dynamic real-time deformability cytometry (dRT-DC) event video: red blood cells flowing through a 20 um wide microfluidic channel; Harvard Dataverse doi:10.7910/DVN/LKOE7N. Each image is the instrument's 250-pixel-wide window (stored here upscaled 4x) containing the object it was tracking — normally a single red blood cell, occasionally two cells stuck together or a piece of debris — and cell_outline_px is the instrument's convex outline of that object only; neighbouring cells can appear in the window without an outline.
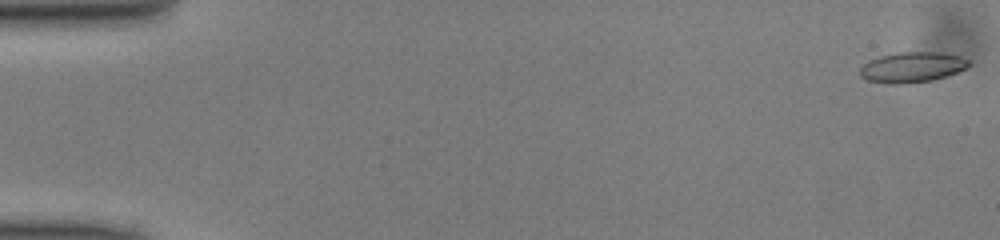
{"species": "common noctule bat (a hibernating species)", "species_latin": "Nyctalus noctula", "temperature_condition": "cold", "stored_images_in_passage": 50, "camera_frame_rate_fps": 3000, "um_per_image_px": 0.085, "animal": {"sex": "male", "body_mass_g": 13.0, "forearm_length_mm": 53.1}, "frame": {"image": 1, "passage_image": 1, "time_ms": 0.0, "image_size_px": [1000, 240], "cell_outline_px": [[972, 64], [956, 72], [932, 80], [900, 84], [884, 84], [868, 80], [860, 76], [860, 68], [868, 60], [880, 56], [900, 52], [940, 52], [960, 56], [968, 60]], "centroid_in_image_um": [77.5, 5.71], "position_along_channel_um": 7.5, "area_um2": 19.19}}
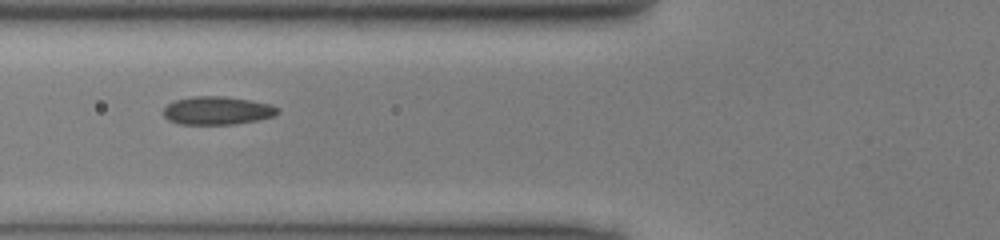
{"frame": {"image": 2, "passage_image": 19, "time_ms": 6.0, "image_size_px": [1000, 240], "cell_outline_px": [[280, 112], [276, 116], [260, 120], [232, 124], [180, 124], [168, 120], [164, 116], [164, 108], [168, 104], [176, 100], [196, 96], [224, 96], [272, 104], [280, 108]], "centroid_in_image_um": [18.53, 9.4], "position_along_channel_um": 107.3, "area_um2": 18.84}}
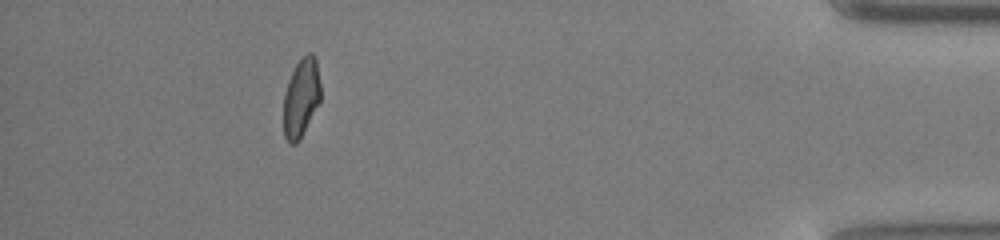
{"frame": {"image": 3, "passage_image": 45, "time_ms": 14.667, "image_size_px": [1000, 240], "cell_outline_px": [[320, 100], [296, 144], [288, 144], [284, 136], [284, 92], [288, 80], [296, 64], [308, 52], [312, 52], [316, 56], [320, 84]], "centroid_in_image_um": [25.59, 8.27], "position_along_channel_um": 409.6, "area_um2": 16.76}}